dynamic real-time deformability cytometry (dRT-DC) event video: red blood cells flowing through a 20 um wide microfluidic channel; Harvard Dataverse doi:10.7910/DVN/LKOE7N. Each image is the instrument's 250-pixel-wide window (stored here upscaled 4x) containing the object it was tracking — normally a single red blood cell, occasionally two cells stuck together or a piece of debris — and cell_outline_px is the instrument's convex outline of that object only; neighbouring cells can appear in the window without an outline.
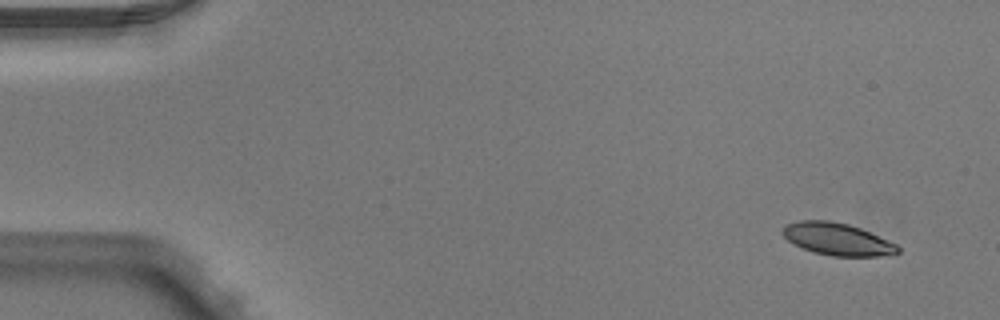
{"species": "Egyptian fruit bat (a non-hibernating species)", "species_latin": "Rousettus aegyptiacus", "temperature_condition": "warm", "stored_images_in_passage": 5, "segment_of_instrument_passage": [2, 2], "camera_frame_rate_fps": 3000, "um_per_image_px": 0.085, "animal": {"sex": "male"}, "frame": {"image": 1, "passage_image": 5, "time_ms": 1.333, "image_size_px": [1000, 320], "cell_outline_px": [[900, 252], [880, 256], [832, 256], [812, 252], [788, 240], [784, 236], [784, 224], [800, 220], [828, 220], [848, 224], [860, 228], [896, 244], [900, 248]], "centroid_in_image_um": [71.17, 20.32], "position_along_channel_um": 13.8, "area_um2": 21.39}}